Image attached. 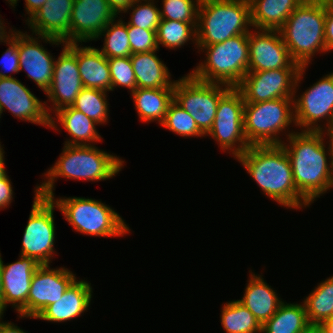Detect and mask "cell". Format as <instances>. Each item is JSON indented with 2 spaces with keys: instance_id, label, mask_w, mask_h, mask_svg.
<instances>
[{
  "instance_id": "53",
  "label": "cell",
  "mask_w": 333,
  "mask_h": 333,
  "mask_svg": "<svg viewBox=\"0 0 333 333\" xmlns=\"http://www.w3.org/2000/svg\"><path fill=\"white\" fill-rule=\"evenodd\" d=\"M18 1L19 0H7L6 2H8L12 7L15 8V6H17Z\"/></svg>"
},
{
  "instance_id": "2",
  "label": "cell",
  "mask_w": 333,
  "mask_h": 333,
  "mask_svg": "<svg viewBox=\"0 0 333 333\" xmlns=\"http://www.w3.org/2000/svg\"><path fill=\"white\" fill-rule=\"evenodd\" d=\"M267 197L290 209L311 205L296 189L291 163L282 145H253L236 158Z\"/></svg>"
},
{
  "instance_id": "9",
  "label": "cell",
  "mask_w": 333,
  "mask_h": 333,
  "mask_svg": "<svg viewBox=\"0 0 333 333\" xmlns=\"http://www.w3.org/2000/svg\"><path fill=\"white\" fill-rule=\"evenodd\" d=\"M230 88L199 81L188 73L175 80L174 101L193 117L199 130L206 135L213 125L220 98Z\"/></svg>"
},
{
  "instance_id": "52",
  "label": "cell",
  "mask_w": 333,
  "mask_h": 333,
  "mask_svg": "<svg viewBox=\"0 0 333 333\" xmlns=\"http://www.w3.org/2000/svg\"><path fill=\"white\" fill-rule=\"evenodd\" d=\"M329 149H330V160H331V167L333 171V140H329Z\"/></svg>"
},
{
  "instance_id": "36",
  "label": "cell",
  "mask_w": 333,
  "mask_h": 333,
  "mask_svg": "<svg viewBox=\"0 0 333 333\" xmlns=\"http://www.w3.org/2000/svg\"><path fill=\"white\" fill-rule=\"evenodd\" d=\"M143 1V2H142ZM132 10L130 20L127 22L129 25L136 26L142 29L157 30L161 22V14L159 7L156 6L155 0H137L130 5L124 12Z\"/></svg>"
},
{
  "instance_id": "15",
  "label": "cell",
  "mask_w": 333,
  "mask_h": 333,
  "mask_svg": "<svg viewBox=\"0 0 333 333\" xmlns=\"http://www.w3.org/2000/svg\"><path fill=\"white\" fill-rule=\"evenodd\" d=\"M33 37L17 30V47L19 55V65L21 70L26 71L27 77L33 80L36 85L45 93L51 86L53 79V67L55 57L40 42L52 45H65L64 41L48 37L39 36ZM41 38V41L39 40ZM39 40V41H38Z\"/></svg>"
},
{
  "instance_id": "43",
  "label": "cell",
  "mask_w": 333,
  "mask_h": 333,
  "mask_svg": "<svg viewBox=\"0 0 333 333\" xmlns=\"http://www.w3.org/2000/svg\"><path fill=\"white\" fill-rule=\"evenodd\" d=\"M110 5L111 9L118 16L119 13H124L130 5L135 3L137 0H106Z\"/></svg>"
},
{
  "instance_id": "3",
  "label": "cell",
  "mask_w": 333,
  "mask_h": 333,
  "mask_svg": "<svg viewBox=\"0 0 333 333\" xmlns=\"http://www.w3.org/2000/svg\"><path fill=\"white\" fill-rule=\"evenodd\" d=\"M124 161L94 145H65L55 164L44 173V182L37 185L34 193L41 197H54L57 178L78 181H102L116 176L124 167ZM56 179V180H55Z\"/></svg>"
},
{
  "instance_id": "41",
  "label": "cell",
  "mask_w": 333,
  "mask_h": 333,
  "mask_svg": "<svg viewBox=\"0 0 333 333\" xmlns=\"http://www.w3.org/2000/svg\"><path fill=\"white\" fill-rule=\"evenodd\" d=\"M325 43L326 52H331L333 50V0H326Z\"/></svg>"
},
{
  "instance_id": "5",
  "label": "cell",
  "mask_w": 333,
  "mask_h": 333,
  "mask_svg": "<svg viewBox=\"0 0 333 333\" xmlns=\"http://www.w3.org/2000/svg\"><path fill=\"white\" fill-rule=\"evenodd\" d=\"M248 36L249 34H239L224 42L197 46L199 51L203 50L206 54V59L190 74L202 82L237 87L248 72Z\"/></svg>"
},
{
  "instance_id": "17",
  "label": "cell",
  "mask_w": 333,
  "mask_h": 333,
  "mask_svg": "<svg viewBox=\"0 0 333 333\" xmlns=\"http://www.w3.org/2000/svg\"><path fill=\"white\" fill-rule=\"evenodd\" d=\"M248 44V71L301 68L291 58L279 30H250Z\"/></svg>"
},
{
  "instance_id": "13",
  "label": "cell",
  "mask_w": 333,
  "mask_h": 333,
  "mask_svg": "<svg viewBox=\"0 0 333 333\" xmlns=\"http://www.w3.org/2000/svg\"><path fill=\"white\" fill-rule=\"evenodd\" d=\"M300 69L248 71L236 88L241 92L245 103L294 98L295 83Z\"/></svg>"
},
{
  "instance_id": "22",
  "label": "cell",
  "mask_w": 333,
  "mask_h": 333,
  "mask_svg": "<svg viewBox=\"0 0 333 333\" xmlns=\"http://www.w3.org/2000/svg\"><path fill=\"white\" fill-rule=\"evenodd\" d=\"M92 293L91 283L76 279L61 298L47 306L35 319L57 323L73 320L89 310Z\"/></svg>"
},
{
  "instance_id": "27",
  "label": "cell",
  "mask_w": 333,
  "mask_h": 333,
  "mask_svg": "<svg viewBox=\"0 0 333 333\" xmlns=\"http://www.w3.org/2000/svg\"><path fill=\"white\" fill-rule=\"evenodd\" d=\"M303 0H250L253 29L279 30Z\"/></svg>"
},
{
  "instance_id": "31",
  "label": "cell",
  "mask_w": 333,
  "mask_h": 333,
  "mask_svg": "<svg viewBox=\"0 0 333 333\" xmlns=\"http://www.w3.org/2000/svg\"><path fill=\"white\" fill-rule=\"evenodd\" d=\"M221 309L220 321L226 333H262L260 323L238 300L226 302Z\"/></svg>"
},
{
  "instance_id": "14",
  "label": "cell",
  "mask_w": 333,
  "mask_h": 333,
  "mask_svg": "<svg viewBox=\"0 0 333 333\" xmlns=\"http://www.w3.org/2000/svg\"><path fill=\"white\" fill-rule=\"evenodd\" d=\"M83 88L76 59V43H66L55 59L52 83L45 92L48 102H52V107L45 105L48 116H52V111L72 106Z\"/></svg>"
},
{
  "instance_id": "20",
  "label": "cell",
  "mask_w": 333,
  "mask_h": 333,
  "mask_svg": "<svg viewBox=\"0 0 333 333\" xmlns=\"http://www.w3.org/2000/svg\"><path fill=\"white\" fill-rule=\"evenodd\" d=\"M19 257V260L9 264H4L1 257L4 312L7 306L12 304L19 315L27 317L31 279L40 264L33 258L21 255Z\"/></svg>"
},
{
  "instance_id": "44",
  "label": "cell",
  "mask_w": 333,
  "mask_h": 333,
  "mask_svg": "<svg viewBox=\"0 0 333 333\" xmlns=\"http://www.w3.org/2000/svg\"><path fill=\"white\" fill-rule=\"evenodd\" d=\"M48 0H25V11L28 14L27 20L36 13Z\"/></svg>"
},
{
  "instance_id": "32",
  "label": "cell",
  "mask_w": 333,
  "mask_h": 333,
  "mask_svg": "<svg viewBox=\"0 0 333 333\" xmlns=\"http://www.w3.org/2000/svg\"><path fill=\"white\" fill-rule=\"evenodd\" d=\"M197 23L161 19L156 32L158 49L160 45L166 49H179L189 40H192L197 48Z\"/></svg>"
},
{
  "instance_id": "45",
  "label": "cell",
  "mask_w": 333,
  "mask_h": 333,
  "mask_svg": "<svg viewBox=\"0 0 333 333\" xmlns=\"http://www.w3.org/2000/svg\"><path fill=\"white\" fill-rule=\"evenodd\" d=\"M2 318L3 316L0 315V333H27L12 322H3Z\"/></svg>"
},
{
  "instance_id": "19",
  "label": "cell",
  "mask_w": 333,
  "mask_h": 333,
  "mask_svg": "<svg viewBox=\"0 0 333 333\" xmlns=\"http://www.w3.org/2000/svg\"><path fill=\"white\" fill-rule=\"evenodd\" d=\"M118 16L106 0H74L70 19V43L94 41Z\"/></svg>"
},
{
  "instance_id": "21",
  "label": "cell",
  "mask_w": 333,
  "mask_h": 333,
  "mask_svg": "<svg viewBox=\"0 0 333 333\" xmlns=\"http://www.w3.org/2000/svg\"><path fill=\"white\" fill-rule=\"evenodd\" d=\"M74 0H48L28 20L33 35L70 43V19ZM35 33V34H34Z\"/></svg>"
},
{
  "instance_id": "11",
  "label": "cell",
  "mask_w": 333,
  "mask_h": 333,
  "mask_svg": "<svg viewBox=\"0 0 333 333\" xmlns=\"http://www.w3.org/2000/svg\"><path fill=\"white\" fill-rule=\"evenodd\" d=\"M244 104L241 92L231 87L220 98L213 125L205 135L212 137L223 151L227 150L235 159L250 147L244 133Z\"/></svg>"
},
{
  "instance_id": "18",
  "label": "cell",
  "mask_w": 333,
  "mask_h": 333,
  "mask_svg": "<svg viewBox=\"0 0 333 333\" xmlns=\"http://www.w3.org/2000/svg\"><path fill=\"white\" fill-rule=\"evenodd\" d=\"M46 101L42 103L23 83L14 77H0V114L5 109L23 121L49 128Z\"/></svg>"
},
{
  "instance_id": "4",
  "label": "cell",
  "mask_w": 333,
  "mask_h": 333,
  "mask_svg": "<svg viewBox=\"0 0 333 333\" xmlns=\"http://www.w3.org/2000/svg\"><path fill=\"white\" fill-rule=\"evenodd\" d=\"M326 0H303L279 29L293 61L308 66L317 53H326Z\"/></svg>"
},
{
  "instance_id": "39",
  "label": "cell",
  "mask_w": 333,
  "mask_h": 333,
  "mask_svg": "<svg viewBox=\"0 0 333 333\" xmlns=\"http://www.w3.org/2000/svg\"><path fill=\"white\" fill-rule=\"evenodd\" d=\"M127 32L132 54L159 50L157 30L142 29L127 23Z\"/></svg>"
},
{
  "instance_id": "47",
  "label": "cell",
  "mask_w": 333,
  "mask_h": 333,
  "mask_svg": "<svg viewBox=\"0 0 333 333\" xmlns=\"http://www.w3.org/2000/svg\"><path fill=\"white\" fill-rule=\"evenodd\" d=\"M302 333H327L322 324H309Z\"/></svg>"
},
{
  "instance_id": "46",
  "label": "cell",
  "mask_w": 333,
  "mask_h": 333,
  "mask_svg": "<svg viewBox=\"0 0 333 333\" xmlns=\"http://www.w3.org/2000/svg\"><path fill=\"white\" fill-rule=\"evenodd\" d=\"M1 15H0V42H6L11 36H12V33H13V29H9V32L7 34V29L4 24V21L1 19ZM4 24V25H3Z\"/></svg>"
},
{
  "instance_id": "23",
  "label": "cell",
  "mask_w": 333,
  "mask_h": 333,
  "mask_svg": "<svg viewBox=\"0 0 333 333\" xmlns=\"http://www.w3.org/2000/svg\"><path fill=\"white\" fill-rule=\"evenodd\" d=\"M251 271V272H250ZM245 293L242 299L238 301L244 305L263 326L278 310L279 306L284 302L278 297V293L264 281L260 274H255L252 270Z\"/></svg>"
},
{
  "instance_id": "12",
  "label": "cell",
  "mask_w": 333,
  "mask_h": 333,
  "mask_svg": "<svg viewBox=\"0 0 333 333\" xmlns=\"http://www.w3.org/2000/svg\"><path fill=\"white\" fill-rule=\"evenodd\" d=\"M306 68L308 66L301 67L295 83V126L301 131H322L323 125L327 126L333 115V72L323 76L296 99V90ZM322 120H326L323 125L320 123Z\"/></svg>"
},
{
  "instance_id": "35",
  "label": "cell",
  "mask_w": 333,
  "mask_h": 333,
  "mask_svg": "<svg viewBox=\"0 0 333 333\" xmlns=\"http://www.w3.org/2000/svg\"><path fill=\"white\" fill-rule=\"evenodd\" d=\"M162 127L182 137H205L197 127L193 117L174 100L170 103Z\"/></svg>"
},
{
  "instance_id": "26",
  "label": "cell",
  "mask_w": 333,
  "mask_h": 333,
  "mask_svg": "<svg viewBox=\"0 0 333 333\" xmlns=\"http://www.w3.org/2000/svg\"><path fill=\"white\" fill-rule=\"evenodd\" d=\"M158 50L135 53L130 56L137 88H174L171 74L157 56Z\"/></svg>"
},
{
  "instance_id": "48",
  "label": "cell",
  "mask_w": 333,
  "mask_h": 333,
  "mask_svg": "<svg viewBox=\"0 0 333 333\" xmlns=\"http://www.w3.org/2000/svg\"><path fill=\"white\" fill-rule=\"evenodd\" d=\"M4 147H2L0 142V179L7 175L5 167V158H4Z\"/></svg>"
},
{
  "instance_id": "40",
  "label": "cell",
  "mask_w": 333,
  "mask_h": 333,
  "mask_svg": "<svg viewBox=\"0 0 333 333\" xmlns=\"http://www.w3.org/2000/svg\"><path fill=\"white\" fill-rule=\"evenodd\" d=\"M8 46L2 57L0 58V77H13L9 75V72L18 73L20 72L19 68V55L17 47V29L12 33V36L5 42ZM8 71V72H7ZM6 73V74H5Z\"/></svg>"
},
{
  "instance_id": "51",
  "label": "cell",
  "mask_w": 333,
  "mask_h": 333,
  "mask_svg": "<svg viewBox=\"0 0 333 333\" xmlns=\"http://www.w3.org/2000/svg\"><path fill=\"white\" fill-rule=\"evenodd\" d=\"M327 333H333V318H330L322 323Z\"/></svg>"
},
{
  "instance_id": "37",
  "label": "cell",
  "mask_w": 333,
  "mask_h": 333,
  "mask_svg": "<svg viewBox=\"0 0 333 333\" xmlns=\"http://www.w3.org/2000/svg\"><path fill=\"white\" fill-rule=\"evenodd\" d=\"M201 0H162L161 19L198 22Z\"/></svg>"
},
{
  "instance_id": "33",
  "label": "cell",
  "mask_w": 333,
  "mask_h": 333,
  "mask_svg": "<svg viewBox=\"0 0 333 333\" xmlns=\"http://www.w3.org/2000/svg\"><path fill=\"white\" fill-rule=\"evenodd\" d=\"M104 37V45L99 51L107 58H122L132 55L127 32V22L118 17L117 20L110 21L100 32L98 37Z\"/></svg>"
},
{
  "instance_id": "25",
  "label": "cell",
  "mask_w": 333,
  "mask_h": 333,
  "mask_svg": "<svg viewBox=\"0 0 333 333\" xmlns=\"http://www.w3.org/2000/svg\"><path fill=\"white\" fill-rule=\"evenodd\" d=\"M79 44L76 43V59L84 88L112 91L108 59L99 48Z\"/></svg>"
},
{
  "instance_id": "38",
  "label": "cell",
  "mask_w": 333,
  "mask_h": 333,
  "mask_svg": "<svg viewBox=\"0 0 333 333\" xmlns=\"http://www.w3.org/2000/svg\"><path fill=\"white\" fill-rule=\"evenodd\" d=\"M108 65L111 74L112 91L116 87H126L131 93L137 89L130 57L109 58Z\"/></svg>"
},
{
  "instance_id": "29",
  "label": "cell",
  "mask_w": 333,
  "mask_h": 333,
  "mask_svg": "<svg viewBox=\"0 0 333 333\" xmlns=\"http://www.w3.org/2000/svg\"><path fill=\"white\" fill-rule=\"evenodd\" d=\"M309 324L304 302H283L262 326V333H302Z\"/></svg>"
},
{
  "instance_id": "1",
  "label": "cell",
  "mask_w": 333,
  "mask_h": 333,
  "mask_svg": "<svg viewBox=\"0 0 333 333\" xmlns=\"http://www.w3.org/2000/svg\"><path fill=\"white\" fill-rule=\"evenodd\" d=\"M281 145L287 152L297 191L312 204L333 188L330 149L322 131H287ZM328 156V157H327ZM328 158V159H327Z\"/></svg>"
},
{
  "instance_id": "30",
  "label": "cell",
  "mask_w": 333,
  "mask_h": 333,
  "mask_svg": "<svg viewBox=\"0 0 333 333\" xmlns=\"http://www.w3.org/2000/svg\"><path fill=\"white\" fill-rule=\"evenodd\" d=\"M317 285L303 300L311 324H322L333 318V276Z\"/></svg>"
},
{
  "instance_id": "16",
  "label": "cell",
  "mask_w": 333,
  "mask_h": 333,
  "mask_svg": "<svg viewBox=\"0 0 333 333\" xmlns=\"http://www.w3.org/2000/svg\"><path fill=\"white\" fill-rule=\"evenodd\" d=\"M72 271L65 267L50 268L40 265L31 279L27 300V317L36 318L47 306L62 297L63 293L77 279Z\"/></svg>"
},
{
  "instance_id": "8",
  "label": "cell",
  "mask_w": 333,
  "mask_h": 333,
  "mask_svg": "<svg viewBox=\"0 0 333 333\" xmlns=\"http://www.w3.org/2000/svg\"><path fill=\"white\" fill-rule=\"evenodd\" d=\"M243 123L250 146L281 145L284 141L280 134L286 132L289 125H295L294 98L245 103Z\"/></svg>"
},
{
  "instance_id": "42",
  "label": "cell",
  "mask_w": 333,
  "mask_h": 333,
  "mask_svg": "<svg viewBox=\"0 0 333 333\" xmlns=\"http://www.w3.org/2000/svg\"><path fill=\"white\" fill-rule=\"evenodd\" d=\"M9 176L0 179V210L6 209L13 201V187Z\"/></svg>"
},
{
  "instance_id": "34",
  "label": "cell",
  "mask_w": 333,
  "mask_h": 333,
  "mask_svg": "<svg viewBox=\"0 0 333 333\" xmlns=\"http://www.w3.org/2000/svg\"><path fill=\"white\" fill-rule=\"evenodd\" d=\"M107 92L99 89L83 88L72 104V108L84 113L99 125L108 123L109 103Z\"/></svg>"
},
{
  "instance_id": "10",
  "label": "cell",
  "mask_w": 333,
  "mask_h": 333,
  "mask_svg": "<svg viewBox=\"0 0 333 333\" xmlns=\"http://www.w3.org/2000/svg\"><path fill=\"white\" fill-rule=\"evenodd\" d=\"M58 206L50 198L34 194L32 210L25 227L21 256L33 258L40 265H50L54 258L55 220L54 210Z\"/></svg>"
},
{
  "instance_id": "49",
  "label": "cell",
  "mask_w": 333,
  "mask_h": 333,
  "mask_svg": "<svg viewBox=\"0 0 333 333\" xmlns=\"http://www.w3.org/2000/svg\"><path fill=\"white\" fill-rule=\"evenodd\" d=\"M4 314V294L2 287V269H1V253H0V315Z\"/></svg>"
},
{
  "instance_id": "7",
  "label": "cell",
  "mask_w": 333,
  "mask_h": 333,
  "mask_svg": "<svg viewBox=\"0 0 333 333\" xmlns=\"http://www.w3.org/2000/svg\"><path fill=\"white\" fill-rule=\"evenodd\" d=\"M51 199L76 232L107 238L130 233L129 226L120 214L101 201L85 197Z\"/></svg>"
},
{
  "instance_id": "28",
  "label": "cell",
  "mask_w": 333,
  "mask_h": 333,
  "mask_svg": "<svg viewBox=\"0 0 333 333\" xmlns=\"http://www.w3.org/2000/svg\"><path fill=\"white\" fill-rule=\"evenodd\" d=\"M131 97L142 122L161 124L170 103L174 100V88H137Z\"/></svg>"
},
{
  "instance_id": "24",
  "label": "cell",
  "mask_w": 333,
  "mask_h": 333,
  "mask_svg": "<svg viewBox=\"0 0 333 333\" xmlns=\"http://www.w3.org/2000/svg\"><path fill=\"white\" fill-rule=\"evenodd\" d=\"M52 113L55 115L49 118V128L58 131L60 128H58L59 126H57V124L59 123L60 126L62 125L63 129L66 130L68 135H70V138H72L66 139L65 145H95L94 142L97 143L102 140L95 127L99 124L87 117L84 113L71 106L61 108Z\"/></svg>"
},
{
  "instance_id": "6",
  "label": "cell",
  "mask_w": 333,
  "mask_h": 333,
  "mask_svg": "<svg viewBox=\"0 0 333 333\" xmlns=\"http://www.w3.org/2000/svg\"><path fill=\"white\" fill-rule=\"evenodd\" d=\"M250 1L201 0L198 10L197 46L224 42L251 29Z\"/></svg>"
},
{
  "instance_id": "50",
  "label": "cell",
  "mask_w": 333,
  "mask_h": 333,
  "mask_svg": "<svg viewBox=\"0 0 333 333\" xmlns=\"http://www.w3.org/2000/svg\"><path fill=\"white\" fill-rule=\"evenodd\" d=\"M322 132L324 135L328 136L329 140H333V115L329 124L327 126H324Z\"/></svg>"
}]
</instances>
